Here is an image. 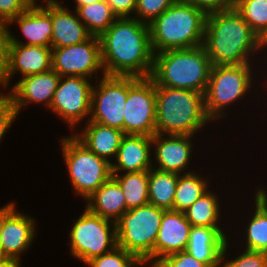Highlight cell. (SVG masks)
Returning a JSON list of instances; mask_svg holds the SVG:
<instances>
[{
  "label": "cell",
  "instance_id": "obj_24",
  "mask_svg": "<svg viewBox=\"0 0 267 267\" xmlns=\"http://www.w3.org/2000/svg\"><path fill=\"white\" fill-rule=\"evenodd\" d=\"M85 127L80 135L74 136L97 156L112 163L108 158L114 155L116 158L124 132L92 121H88Z\"/></svg>",
  "mask_w": 267,
  "mask_h": 267
},
{
  "label": "cell",
  "instance_id": "obj_44",
  "mask_svg": "<svg viewBox=\"0 0 267 267\" xmlns=\"http://www.w3.org/2000/svg\"><path fill=\"white\" fill-rule=\"evenodd\" d=\"M31 4H37L35 1L36 0H28ZM52 2H58V1H55V0H46V2L45 3H52Z\"/></svg>",
  "mask_w": 267,
  "mask_h": 267
},
{
  "label": "cell",
  "instance_id": "obj_33",
  "mask_svg": "<svg viewBox=\"0 0 267 267\" xmlns=\"http://www.w3.org/2000/svg\"><path fill=\"white\" fill-rule=\"evenodd\" d=\"M176 1L177 0H137L135 7V14H137V18H133L150 24L156 17L163 14Z\"/></svg>",
  "mask_w": 267,
  "mask_h": 267
},
{
  "label": "cell",
  "instance_id": "obj_41",
  "mask_svg": "<svg viewBox=\"0 0 267 267\" xmlns=\"http://www.w3.org/2000/svg\"><path fill=\"white\" fill-rule=\"evenodd\" d=\"M15 209L14 203H9L6 206L0 208V241L5 218Z\"/></svg>",
  "mask_w": 267,
  "mask_h": 267
},
{
  "label": "cell",
  "instance_id": "obj_39",
  "mask_svg": "<svg viewBox=\"0 0 267 267\" xmlns=\"http://www.w3.org/2000/svg\"><path fill=\"white\" fill-rule=\"evenodd\" d=\"M202 9L206 14L233 8L236 0H184Z\"/></svg>",
  "mask_w": 267,
  "mask_h": 267
},
{
  "label": "cell",
  "instance_id": "obj_22",
  "mask_svg": "<svg viewBox=\"0 0 267 267\" xmlns=\"http://www.w3.org/2000/svg\"><path fill=\"white\" fill-rule=\"evenodd\" d=\"M51 20L53 26L51 48L78 44L91 36L77 13L76 15L72 14L59 2L51 3Z\"/></svg>",
  "mask_w": 267,
  "mask_h": 267
},
{
  "label": "cell",
  "instance_id": "obj_16",
  "mask_svg": "<svg viewBox=\"0 0 267 267\" xmlns=\"http://www.w3.org/2000/svg\"><path fill=\"white\" fill-rule=\"evenodd\" d=\"M191 227L184 212L164 211L154 245V263L167 255L185 251Z\"/></svg>",
  "mask_w": 267,
  "mask_h": 267
},
{
  "label": "cell",
  "instance_id": "obj_4",
  "mask_svg": "<svg viewBox=\"0 0 267 267\" xmlns=\"http://www.w3.org/2000/svg\"><path fill=\"white\" fill-rule=\"evenodd\" d=\"M210 120L203 93L156 86V133L193 136Z\"/></svg>",
  "mask_w": 267,
  "mask_h": 267
},
{
  "label": "cell",
  "instance_id": "obj_19",
  "mask_svg": "<svg viewBox=\"0 0 267 267\" xmlns=\"http://www.w3.org/2000/svg\"><path fill=\"white\" fill-rule=\"evenodd\" d=\"M32 217L18 213L15 209L5 218L1 233L0 257L20 260V255L33 242L35 233Z\"/></svg>",
  "mask_w": 267,
  "mask_h": 267
},
{
  "label": "cell",
  "instance_id": "obj_35",
  "mask_svg": "<svg viewBox=\"0 0 267 267\" xmlns=\"http://www.w3.org/2000/svg\"><path fill=\"white\" fill-rule=\"evenodd\" d=\"M221 267H267V253L244 250L235 260H230Z\"/></svg>",
  "mask_w": 267,
  "mask_h": 267
},
{
  "label": "cell",
  "instance_id": "obj_20",
  "mask_svg": "<svg viewBox=\"0 0 267 267\" xmlns=\"http://www.w3.org/2000/svg\"><path fill=\"white\" fill-rule=\"evenodd\" d=\"M162 134L152 136V144H156L155 158L159 164L156 168L160 171L174 172L181 174L186 171L191 150L192 141L189 135H168L164 138ZM181 172V173H180Z\"/></svg>",
  "mask_w": 267,
  "mask_h": 267
},
{
  "label": "cell",
  "instance_id": "obj_42",
  "mask_svg": "<svg viewBox=\"0 0 267 267\" xmlns=\"http://www.w3.org/2000/svg\"><path fill=\"white\" fill-rule=\"evenodd\" d=\"M20 262L15 258L0 257V267H20Z\"/></svg>",
  "mask_w": 267,
  "mask_h": 267
},
{
  "label": "cell",
  "instance_id": "obj_5",
  "mask_svg": "<svg viewBox=\"0 0 267 267\" xmlns=\"http://www.w3.org/2000/svg\"><path fill=\"white\" fill-rule=\"evenodd\" d=\"M212 66L203 46L166 50L154 54L150 77L155 86L187 89L205 94Z\"/></svg>",
  "mask_w": 267,
  "mask_h": 267
},
{
  "label": "cell",
  "instance_id": "obj_14",
  "mask_svg": "<svg viewBox=\"0 0 267 267\" xmlns=\"http://www.w3.org/2000/svg\"><path fill=\"white\" fill-rule=\"evenodd\" d=\"M60 77L53 69L25 76L12 87L10 93L3 96L11 103L17 115L24 105L31 102H45L46 107L50 108Z\"/></svg>",
  "mask_w": 267,
  "mask_h": 267
},
{
  "label": "cell",
  "instance_id": "obj_32",
  "mask_svg": "<svg viewBox=\"0 0 267 267\" xmlns=\"http://www.w3.org/2000/svg\"><path fill=\"white\" fill-rule=\"evenodd\" d=\"M85 264H88L89 267H133L143 263L122 247L116 246L111 251L94 257Z\"/></svg>",
  "mask_w": 267,
  "mask_h": 267
},
{
  "label": "cell",
  "instance_id": "obj_31",
  "mask_svg": "<svg viewBox=\"0 0 267 267\" xmlns=\"http://www.w3.org/2000/svg\"><path fill=\"white\" fill-rule=\"evenodd\" d=\"M234 8L258 37L267 42V0H236Z\"/></svg>",
  "mask_w": 267,
  "mask_h": 267
},
{
  "label": "cell",
  "instance_id": "obj_43",
  "mask_svg": "<svg viewBox=\"0 0 267 267\" xmlns=\"http://www.w3.org/2000/svg\"><path fill=\"white\" fill-rule=\"evenodd\" d=\"M76 1V9L80 6L88 5V4H93L95 2L101 1V0H75Z\"/></svg>",
  "mask_w": 267,
  "mask_h": 267
},
{
  "label": "cell",
  "instance_id": "obj_30",
  "mask_svg": "<svg viewBox=\"0 0 267 267\" xmlns=\"http://www.w3.org/2000/svg\"><path fill=\"white\" fill-rule=\"evenodd\" d=\"M217 195L207 190L191 207L185 212L186 219L192 226H205L210 228L219 227V200Z\"/></svg>",
  "mask_w": 267,
  "mask_h": 267
},
{
  "label": "cell",
  "instance_id": "obj_28",
  "mask_svg": "<svg viewBox=\"0 0 267 267\" xmlns=\"http://www.w3.org/2000/svg\"><path fill=\"white\" fill-rule=\"evenodd\" d=\"M207 182L194 172L179 174L173 211L185 212L191 207L208 190Z\"/></svg>",
  "mask_w": 267,
  "mask_h": 267
},
{
  "label": "cell",
  "instance_id": "obj_15",
  "mask_svg": "<svg viewBox=\"0 0 267 267\" xmlns=\"http://www.w3.org/2000/svg\"><path fill=\"white\" fill-rule=\"evenodd\" d=\"M52 48L9 43L4 87L18 71L25 76L45 73L52 69Z\"/></svg>",
  "mask_w": 267,
  "mask_h": 267
},
{
  "label": "cell",
  "instance_id": "obj_13",
  "mask_svg": "<svg viewBox=\"0 0 267 267\" xmlns=\"http://www.w3.org/2000/svg\"><path fill=\"white\" fill-rule=\"evenodd\" d=\"M91 84L85 77H60L49 109L74 128L83 117L90 116Z\"/></svg>",
  "mask_w": 267,
  "mask_h": 267
},
{
  "label": "cell",
  "instance_id": "obj_3",
  "mask_svg": "<svg viewBox=\"0 0 267 267\" xmlns=\"http://www.w3.org/2000/svg\"><path fill=\"white\" fill-rule=\"evenodd\" d=\"M206 16L202 9L177 0L149 24L153 54L202 46Z\"/></svg>",
  "mask_w": 267,
  "mask_h": 267
},
{
  "label": "cell",
  "instance_id": "obj_21",
  "mask_svg": "<svg viewBox=\"0 0 267 267\" xmlns=\"http://www.w3.org/2000/svg\"><path fill=\"white\" fill-rule=\"evenodd\" d=\"M152 137L147 135L125 134L116 156V164L111 163V173L149 171L154 166L150 161Z\"/></svg>",
  "mask_w": 267,
  "mask_h": 267
},
{
  "label": "cell",
  "instance_id": "obj_9",
  "mask_svg": "<svg viewBox=\"0 0 267 267\" xmlns=\"http://www.w3.org/2000/svg\"><path fill=\"white\" fill-rule=\"evenodd\" d=\"M70 239L71 255L86 263L118 246L116 223L103 219L86 208L74 223Z\"/></svg>",
  "mask_w": 267,
  "mask_h": 267
},
{
  "label": "cell",
  "instance_id": "obj_11",
  "mask_svg": "<svg viewBox=\"0 0 267 267\" xmlns=\"http://www.w3.org/2000/svg\"><path fill=\"white\" fill-rule=\"evenodd\" d=\"M128 94V76L104 75L93 87L88 121L124 132V108Z\"/></svg>",
  "mask_w": 267,
  "mask_h": 267
},
{
  "label": "cell",
  "instance_id": "obj_1",
  "mask_svg": "<svg viewBox=\"0 0 267 267\" xmlns=\"http://www.w3.org/2000/svg\"><path fill=\"white\" fill-rule=\"evenodd\" d=\"M104 75L150 77L154 54L149 24L135 18H117L99 36Z\"/></svg>",
  "mask_w": 267,
  "mask_h": 267
},
{
  "label": "cell",
  "instance_id": "obj_8",
  "mask_svg": "<svg viewBox=\"0 0 267 267\" xmlns=\"http://www.w3.org/2000/svg\"><path fill=\"white\" fill-rule=\"evenodd\" d=\"M250 69V63L212 66L204 94L205 111L211 120L222 118L226 105L246 95L252 85Z\"/></svg>",
  "mask_w": 267,
  "mask_h": 267
},
{
  "label": "cell",
  "instance_id": "obj_29",
  "mask_svg": "<svg viewBox=\"0 0 267 267\" xmlns=\"http://www.w3.org/2000/svg\"><path fill=\"white\" fill-rule=\"evenodd\" d=\"M80 20L84 21L87 31L93 36H100L117 19L106 0L80 6L75 9Z\"/></svg>",
  "mask_w": 267,
  "mask_h": 267
},
{
  "label": "cell",
  "instance_id": "obj_18",
  "mask_svg": "<svg viewBox=\"0 0 267 267\" xmlns=\"http://www.w3.org/2000/svg\"><path fill=\"white\" fill-rule=\"evenodd\" d=\"M227 245V237L222 229L192 226L185 251L207 265H221Z\"/></svg>",
  "mask_w": 267,
  "mask_h": 267
},
{
  "label": "cell",
  "instance_id": "obj_6",
  "mask_svg": "<svg viewBox=\"0 0 267 267\" xmlns=\"http://www.w3.org/2000/svg\"><path fill=\"white\" fill-rule=\"evenodd\" d=\"M164 211L151 204L127 210L116 222L117 245L141 263L153 265L154 245Z\"/></svg>",
  "mask_w": 267,
  "mask_h": 267
},
{
  "label": "cell",
  "instance_id": "obj_2",
  "mask_svg": "<svg viewBox=\"0 0 267 267\" xmlns=\"http://www.w3.org/2000/svg\"><path fill=\"white\" fill-rule=\"evenodd\" d=\"M263 45L234 7L207 14L202 46L213 66L249 63L251 52Z\"/></svg>",
  "mask_w": 267,
  "mask_h": 267
},
{
  "label": "cell",
  "instance_id": "obj_25",
  "mask_svg": "<svg viewBox=\"0 0 267 267\" xmlns=\"http://www.w3.org/2000/svg\"><path fill=\"white\" fill-rule=\"evenodd\" d=\"M179 174L160 171L155 168L149 170V204L163 210H173Z\"/></svg>",
  "mask_w": 267,
  "mask_h": 267
},
{
  "label": "cell",
  "instance_id": "obj_36",
  "mask_svg": "<svg viewBox=\"0 0 267 267\" xmlns=\"http://www.w3.org/2000/svg\"><path fill=\"white\" fill-rule=\"evenodd\" d=\"M31 5L28 0H0V21L8 23Z\"/></svg>",
  "mask_w": 267,
  "mask_h": 267
},
{
  "label": "cell",
  "instance_id": "obj_40",
  "mask_svg": "<svg viewBox=\"0 0 267 267\" xmlns=\"http://www.w3.org/2000/svg\"><path fill=\"white\" fill-rule=\"evenodd\" d=\"M112 12L117 18L131 17L129 14L135 11L137 0H106Z\"/></svg>",
  "mask_w": 267,
  "mask_h": 267
},
{
  "label": "cell",
  "instance_id": "obj_23",
  "mask_svg": "<svg viewBox=\"0 0 267 267\" xmlns=\"http://www.w3.org/2000/svg\"><path fill=\"white\" fill-rule=\"evenodd\" d=\"M87 201L90 212L114 223L127 211L122 189L112 176Z\"/></svg>",
  "mask_w": 267,
  "mask_h": 267
},
{
  "label": "cell",
  "instance_id": "obj_26",
  "mask_svg": "<svg viewBox=\"0 0 267 267\" xmlns=\"http://www.w3.org/2000/svg\"><path fill=\"white\" fill-rule=\"evenodd\" d=\"M255 206V214L246 229V250L267 253V194L262 188L256 192Z\"/></svg>",
  "mask_w": 267,
  "mask_h": 267
},
{
  "label": "cell",
  "instance_id": "obj_27",
  "mask_svg": "<svg viewBox=\"0 0 267 267\" xmlns=\"http://www.w3.org/2000/svg\"><path fill=\"white\" fill-rule=\"evenodd\" d=\"M125 197L127 210L149 204V171L112 174Z\"/></svg>",
  "mask_w": 267,
  "mask_h": 267
},
{
  "label": "cell",
  "instance_id": "obj_7",
  "mask_svg": "<svg viewBox=\"0 0 267 267\" xmlns=\"http://www.w3.org/2000/svg\"><path fill=\"white\" fill-rule=\"evenodd\" d=\"M61 142L73 189L87 200L112 176L111 163L97 156L73 135Z\"/></svg>",
  "mask_w": 267,
  "mask_h": 267
},
{
  "label": "cell",
  "instance_id": "obj_37",
  "mask_svg": "<svg viewBox=\"0 0 267 267\" xmlns=\"http://www.w3.org/2000/svg\"><path fill=\"white\" fill-rule=\"evenodd\" d=\"M9 33L8 24L0 21V84L2 86H4V78L7 68Z\"/></svg>",
  "mask_w": 267,
  "mask_h": 267
},
{
  "label": "cell",
  "instance_id": "obj_38",
  "mask_svg": "<svg viewBox=\"0 0 267 267\" xmlns=\"http://www.w3.org/2000/svg\"><path fill=\"white\" fill-rule=\"evenodd\" d=\"M16 117V110L3 94L0 93V141Z\"/></svg>",
  "mask_w": 267,
  "mask_h": 267
},
{
  "label": "cell",
  "instance_id": "obj_12",
  "mask_svg": "<svg viewBox=\"0 0 267 267\" xmlns=\"http://www.w3.org/2000/svg\"><path fill=\"white\" fill-rule=\"evenodd\" d=\"M52 69L61 77H85L102 69L100 40L91 35L87 40L71 46L52 48Z\"/></svg>",
  "mask_w": 267,
  "mask_h": 267
},
{
  "label": "cell",
  "instance_id": "obj_34",
  "mask_svg": "<svg viewBox=\"0 0 267 267\" xmlns=\"http://www.w3.org/2000/svg\"><path fill=\"white\" fill-rule=\"evenodd\" d=\"M221 265H207L198 261L186 251L176 252L157 260L152 267H220Z\"/></svg>",
  "mask_w": 267,
  "mask_h": 267
},
{
  "label": "cell",
  "instance_id": "obj_10",
  "mask_svg": "<svg viewBox=\"0 0 267 267\" xmlns=\"http://www.w3.org/2000/svg\"><path fill=\"white\" fill-rule=\"evenodd\" d=\"M124 134H156V86L151 77L128 76Z\"/></svg>",
  "mask_w": 267,
  "mask_h": 267
},
{
  "label": "cell",
  "instance_id": "obj_17",
  "mask_svg": "<svg viewBox=\"0 0 267 267\" xmlns=\"http://www.w3.org/2000/svg\"><path fill=\"white\" fill-rule=\"evenodd\" d=\"M46 7L32 4L25 12L11 19L7 24L18 22L21 31L27 38V43H22L9 33V43H19L25 45H36L51 47L52 20L51 3H46Z\"/></svg>",
  "mask_w": 267,
  "mask_h": 267
}]
</instances>
